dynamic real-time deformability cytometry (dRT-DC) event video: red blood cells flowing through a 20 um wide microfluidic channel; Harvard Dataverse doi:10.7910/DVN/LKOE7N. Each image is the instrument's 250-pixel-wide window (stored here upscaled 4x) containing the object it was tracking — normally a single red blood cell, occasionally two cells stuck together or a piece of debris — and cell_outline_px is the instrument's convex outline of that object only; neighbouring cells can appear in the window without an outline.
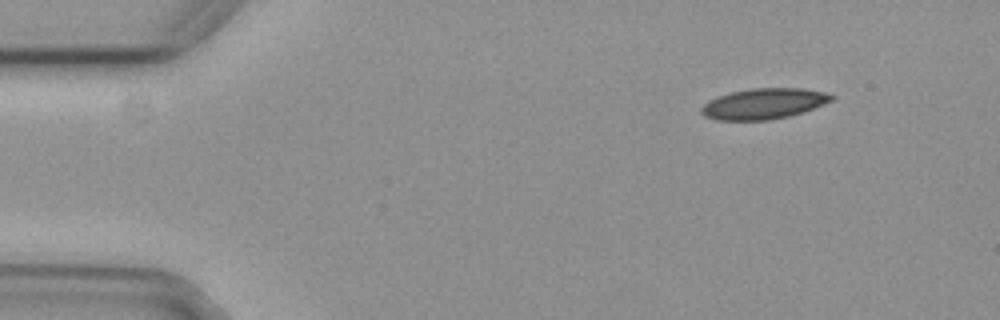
{"species": "common noctule bat (a hibernating species)", "species_latin": "Nyctalus noctula", "temperature_condition": "cold", "stored_images_in_passage": 3, "camera_frame_rate_fps": 3000, "um_per_image_px": 0.085, "animal": {"sex": "female", "body_mass_g": 29.2, "forearm_length_mm": 56.3}, "frame": {"image": 1, "passage_image": 1, "time_ms": 0.0, "image_size_px": [1000, 320], "cell_outline_px": [[836, 96], [832, 100], [824, 104], [788, 116], [768, 120], [716, 120], [704, 116], [700, 112], [700, 108], [708, 100], [716, 96], [732, 92], [752, 88], [804, 88], [824, 92]], "centroid_in_image_um": [64.88, 8.81], "position_along_channel_um": 20.1, "area_um2": 23.24}}
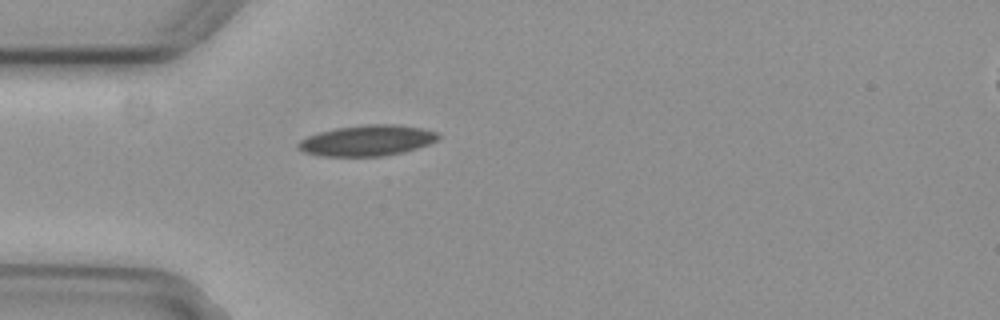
{"frame": {"image": 2, "passage_image": 3, "time_ms": 0.667, "image_size_px": [1000, 320], "cell_outline_px": [[440, 136], [436, 140], [428, 144], [404, 152], [384, 156], [324, 156], [304, 152], [296, 148], [296, 144], [300, 140], [308, 136], [320, 132], [336, 128], [368, 124], [400, 124], [424, 128], [436, 132]], "centroid_in_image_um": [31.21, 11.94], "position_along_channel_um": 53.8, "area_um2": 25.14}}